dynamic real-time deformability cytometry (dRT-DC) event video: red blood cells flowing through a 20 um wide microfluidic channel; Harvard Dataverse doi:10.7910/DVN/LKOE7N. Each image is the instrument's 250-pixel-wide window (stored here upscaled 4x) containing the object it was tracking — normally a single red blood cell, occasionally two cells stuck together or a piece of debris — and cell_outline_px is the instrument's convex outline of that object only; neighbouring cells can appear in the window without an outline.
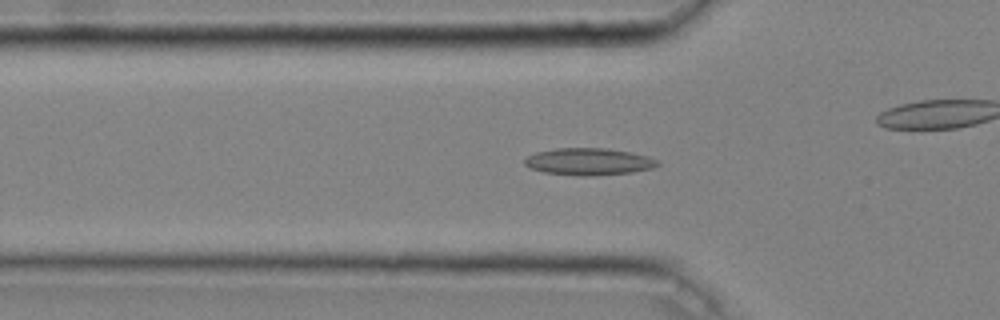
{"species": "common noctule bat (a hibernating species)", "species_latin": "Nyctalus noctula", "temperature_condition": "cold", "stored_images_in_passage": 35, "camera_frame_rate_fps": 3000, "um_per_image_px": 0.085, "animal": {"sex": "male", "body_mass_g": 20.4}, "frame": {"image": 1, "passage_image": 11, "time_ms": 3.333, "image_size_px": [1000, 320], "cell_outline_px": [[660, 164], [652, 168], [632, 172], [592, 176], [580, 176], [544, 172], [532, 168], [524, 164], [524, 160], [528, 156], [536, 152], [556, 148], [608, 148], [648, 156], [656, 160]], "centroid_in_image_um": [50.04, 13.74], "position_along_channel_um": 75.8, "area_um2": 20.81}}
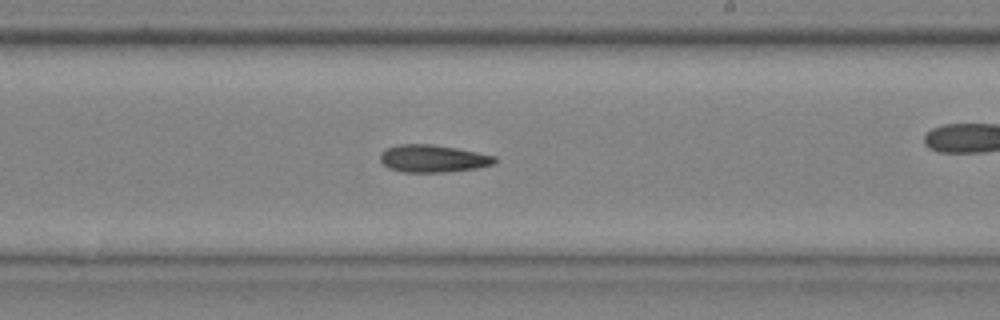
{"frame": {"image": 2, "passage_image": 24, "time_ms": 7.667, "image_size_px": [1000, 320], "cell_outline_px": [[496, 164], [476, 168], [444, 172], [400, 172], [388, 168], [380, 160], [380, 152], [396, 144], [432, 144], [456, 148], [496, 156]], "centroid_in_image_um": [36.78, 13.48], "position_along_channel_um": 252.2, "area_um2": 18.38}}
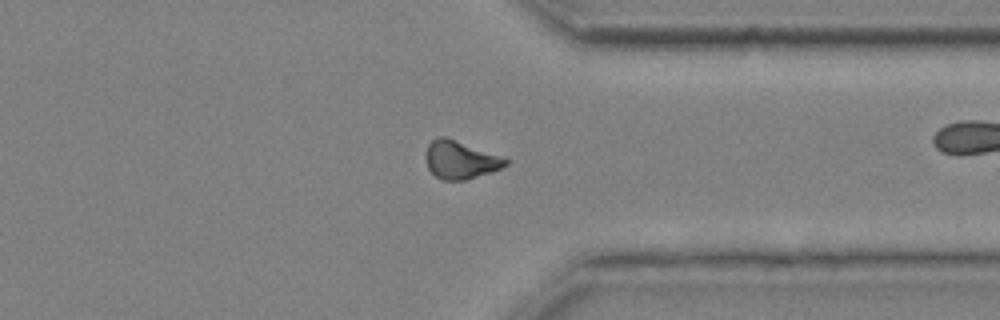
{"frame": {"image": 3, "passage_image": 33, "time_ms": 10.667, "image_size_px": [1000, 320], "cell_outline_px": [[508, 164], [500, 168], [464, 180], [440, 180], [428, 168], [428, 144], [436, 136], [444, 136], [504, 156], [508, 160]], "centroid_in_image_um": [39.16, 13.57], "position_along_channel_um": 372.2, "area_um2": 17.34}}